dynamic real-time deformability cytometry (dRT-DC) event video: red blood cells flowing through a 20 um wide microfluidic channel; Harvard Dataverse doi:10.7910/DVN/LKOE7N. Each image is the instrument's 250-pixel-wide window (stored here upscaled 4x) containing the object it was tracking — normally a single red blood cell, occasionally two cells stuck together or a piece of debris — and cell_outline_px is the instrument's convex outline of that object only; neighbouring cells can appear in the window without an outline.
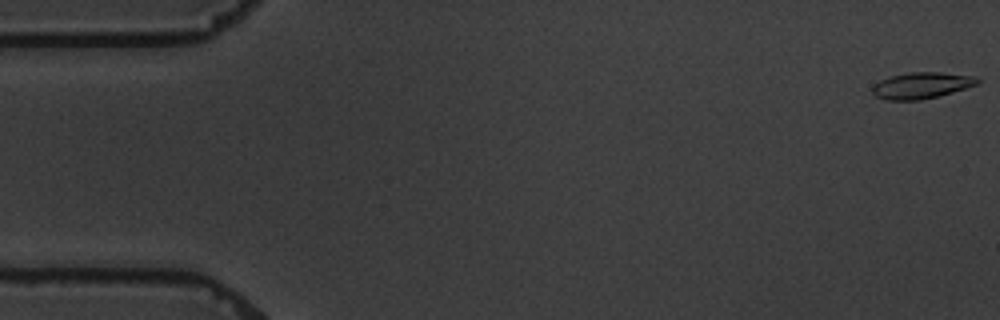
{"species": "common noctule bat (a hibernating species)", "species_latin": "Nyctalus noctula", "temperature_condition": "warm", "stored_images_in_passage": 4, "camera_frame_rate_fps": 3000, "um_per_image_px": 0.085, "animal": {"sex": "male", "body_mass_g": 19.5, "forearm_length_mm": 54.6}, "frame": {"image": 1, "passage_image": 1, "time_ms": 0.0, "image_size_px": [1000, 320], "cell_outline_px": [[980, 80], [976, 84], [952, 92], [920, 100], [884, 100], [876, 96], [872, 92], [872, 88], [880, 80], [892, 76], [908, 72], [940, 72], [976, 76]], "centroid_in_image_um": [78.31, 7.26], "position_along_channel_um": 6.7, "area_um2": 15.9}}